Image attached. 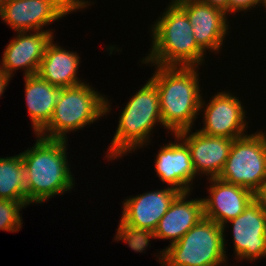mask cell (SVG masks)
<instances>
[{"label":"cell","instance_id":"13","mask_svg":"<svg viewBox=\"0 0 266 266\" xmlns=\"http://www.w3.org/2000/svg\"><path fill=\"white\" fill-rule=\"evenodd\" d=\"M53 33L54 30L16 32L4 49L0 69L11 78L18 69H23L24 76L37 74Z\"/></svg>","mask_w":266,"mask_h":266},{"label":"cell","instance_id":"4","mask_svg":"<svg viewBox=\"0 0 266 266\" xmlns=\"http://www.w3.org/2000/svg\"><path fill=\"white\" fill-rule=\"evenodd\" d=\"M120 113L118 126L107 148L106 157L109 161L120 160L129 152L148 146L155 125L159 123L163 126L156 85L148 79Z\"/></svg>","mask_w":266,"mask_h":266},{"label":"cell","instance_id":"24","mask_svg":"<svg viewBox=\"0 0 266 266\" xmlns=\"http://www.w3.org/2000/svg\"><path fill=\"white\" fill-rule=\"evenodd\" d=\"M255 198L260 202L262 208L266 212V182L261 189L255 194Z\"/></svg>","mask_w":266,"mask_h":266},{"label":"cell","instance_id":"5","mask_svg":"<svg viewBox=\"0 0 266 266\" xmlns=\"http://www.w3.org/2000/svg\"><path fill=\"white\" fill-rule=\"evenodd\" d=\"M110 107L108 98L85 81L61 88L51 120L38 135L68 141V133L82 130L100 117L107 116L112 109Z\"/></svg>","mask_w":266,"mask_h":266},{"label":"cell","instance_id":"29","mask_svg":"<svg viewBox=\"0 0 266 266\" xmlns=\"http://www.w3.org/2000/svg\"><path fill=\"white\" fill-rule=\"evenodd\" d=\"M170 1L173 3H176V2L181 1V0H170Z\"/></svg>","mask_w":266,"mask_h":266},{"label":"cell","instance_id":"2","mask_svg":"<svg viewBox=\"0 0 266 266\" xmlns=\"http://www.w3.org/2000/svg\"><path fill=\"white\" fill-rule=\"evenodd\" d=\"M35 136L34 146L20 154L27 172V201L41 204L73 190L76 180L67 160L68 141Z\"/></svg>","mask_w":266,"mask_h":266},{"label":"cell","instance_id":"12","mask_svg":"<svg viewBox=\"0 0 266 266\" xmlns=\"http://www.w3.org/2000/svg\"><path fill=\"white\" fill-rule=\"evenodd\" d=\"M176 4L187 15L197 45L205 53L209 50L218 54L229 35L228 14L201 0H181Z\"/></svg>","mask_w":266,"mask_h":266},{"label":"cell","instance_id":"18","mask_svg":"<svg viewBox=\"0 0 266 266\" xmlns=\"http://www.w3.org/2000/svg\"><path fill=\"white\" fill-rule=\"evenodd\" d=\"M77 52L61 47L54 40L48 44L38 70V75L54 86L66 88L83 83L77 76L80 67Z\"/></svg>","mask_w":266,"mask_h":266},{"label":"cell","instance_id":"23","mask_svg":"<svg viewBox=\"0 0 266 266\" xmlns=\"http://www.w3.org/2000/svg\"><path fill=\"white\" fill-rule=\"evenodd\" d=\"M201 1L229 14V0H201Z\"/></svg>","mask_w":266,"mask_h":266},{"label":"cell","instance_id":"27","mask_svg":"<svg viewBox=\"0 0 266 266\" xmlns=\"http://www.w3.org/2000/svg\"><path fill=\"white\" fill-rule=\"evenodd\" d=\"M157 261H159L160 262V264H161V266H166L159 258H158V260Z\"/></svg>","mask_w":266,"mask_h":266},{"label":"cell","instance_id":"25","mask_svg":"<svg viewBox=\"0 0 266 266\" xmlns=\"http://www.w3.org/2000/svg\"><path fill=\"white\" fill-rule=\"evenodd\" d=\"M10 80H11V77L6 75L0 69V98H1V95H3V93L5 92L6 87L8 86Z\"/></svg>","mask_w":266,"mask_h":266},{"label":"cell","instance_id":"3","mask_svg":"<svg viewBox=\"0 0 266 266\" xmlns=\"http://www.w3.org/2000/svg\"><path fill=\"white\" fill-rule=\"evenodd\" d=\"M161 15L151 26V48L141 64L182 67L205 64L207 53L195 42L193 27L185 12L176 3L168 2Z\"/></svg>","mask_w":266,"mask_h":266},{"label":"cell","instance_id":"10","mask_svg":"<svg viewBox=\"0 0 266 266\" xmlns=\"http://www.w3.org/2000/svg\"><path fill=\"white\" fill-rule=\"evenodd\" d=\"M238 98L229 91L221 90L211 97L208 104L202 98L200 113L204 110L203 127L198 130L207 136L230 139L248 135L246 110Z\"/></svg>","mask_w":266,"mask_h":266},{"label":"cell","instance_id":"14","mask_svg":"<svg viewBox=\"0 0 266 266\" xmlns=\"http://www.w3.org/2000/svg\"><path fill=\"white\" fill-rule=\"evenodd\" d=\"M190 194L191 192L180 193L174 199L158 222L154 233L135 252H145L146 248H149L147 246L150 245V239H167L171 241L169 245L178 242L204 217L202 197L189 199Z\"/></svg>","mask_w":266,"mask_h":266},{"label":"cell","instance_id":"1","mask_svg":"<svg viewBox=\"0 0 266 266\" xmlns=\"http://www.w3.org/2000/svg\"><path fill=\"white\" fill-rule=\"evenodd\" d=\"M152 66L155 71L149 79L158 89L163 127L172 135L192 129L200 115L203 94L200 67Z\"/></svg>","mask_w":266,"mask_h":266},{"label":"cell","instance_id":"28","mask_svg":"<svg viewBox=\"0 0 266 266\" xmlns=\"http://www.w3.org/2000/svg\"><path fill=\"white\" fill-rule=\"evenodd\" d=\"M7 1H10V0H0V5L4 2H7Z\"/></svg>","mask_w":266,"mask_h":266},{"label":"cell","instance_id":"15","mask_svg":"<svg viewBox=\"0 0 266 266\" xmlns=\"http://www.w3.org/2000/svg\"><path fill=\"white\" fill-rule=\"evenodd\" d=\"M174 142L160 147L155 160V171L159 179L181 193L192 192L197 178L187 144L173 134Z\"/></svg>","mask_w":266,"mask_h":266},{"label":"cell","instance_id":"6","mask_svg":"<svg viewBox=\"0 0 266 266\" xmlns=\"http://www.w3.org/2000/svg\"><path fill=\"white\" fill-rule=\"evenodd\" d=\"M226 255L222 226L203 217L178 242L156 256L166 266H226Z\"/></svg>","mask_w":266,"mask_h":266},{"label":"cell","instance_id":"26","mask_svg":"<svg viewBox=\"0 0 266 266\" xmlns=\"http://www.w3.org/2000/svg\"><path fill=\"white\" fill-rule=\"evenodd\" d=\"M261 4H262L261 7H265L264 9H266V0H262Z\"/></svg>","mask_w":266,"mask_h":266},{"label":"cell","instance_id":"7","mask_svg":"<svg viewBox=\"0 0 266 266\" xmlns=\"http://www.w3.org/2000/svg\"><path fill=\"white\" fill-rule=\"evenodd\" d=\"M180 193L166 187L124 199L114 240L124 241L135 252L154 233L158 222Z\"/></svg>","mask_w":266,"mask_h":266},{"label":"cell","instance_id":"9","mask_svg":"<svg viewBox=\"0 0 266 266\" xmlns=\"http://www.w3.org/2000/svg\"><path fill=\"white\" fill-rule=\"evenodd\" d=\"M89 5L90 0H10L0 5V18L15 32L52 31L43 28Z\"/></svg>","mask_w":266,"mask_h":266},{"label":"cell","instance_id":"20","mask_svg":"<svg viewBox=\"0 0 266 266\" xmlns=\"http://www.w3.org/2000/svg\"><path fill=\"white\" fill-rule=\"evenodd\" d=\"M27 172L21 154L0 158V199L21 201L31 205L26 197Z\"/></svg>","mask_w":266,"mask_h":266},{"label":"cell","instance_id":"22","mask_svg":"<svg viewBox=\"0 0 266 266\" xmlns=\"http://www.w3.org/2000/svg\"><path fill=\"white\" fill-rule=\"evenodd\" d=\"M262 0H229V16L233 13L253 10L256 6H261Z\"/></svg>","mask_w":266,"mask_h":266},{"label":"cell","instance_id":"21","mask_svg":"<svg viewBox=\"0 0 266 266\" xmlns=\"http://www.w3.org/2000/svg\"><path fill=\"white\" fill-rule=\"evenodd\" d=\"M26 205L21 201L0 199V230L19 232L23 226L21 210Z\"/></svg>","mask_w":266,"mask_h":266},{"label":"cell","instance_id":"8","mask_svg":"<svg viewBox=\"0 0 266 266\" xmlns=\"http://www.w3.org/2000/svg\"><path fill=\"white\" fill-rule=\"evenodd\" d=\"M219 179L256 194L266 182V133L262 130L234 139Z\"/></svg>","mask_w":266,"mask_h":266},{"label":"cell","instance_id":"19","mask_svg":"<svg viewBox=\"0 0 266 266\" xmlns=\"http://www.w3.org/2000/svg\"><path fill=\"white\" fill-rule=\"evenodd\" d=\"M25 101L35 135L50 122L61 87L54 86L38 74L24 76Z\"/></svg>","mask_w":266,"mask_h":266},{"label":"cell","instance_id":"11","mask_svg":"<svg viewBox=\"0 0 266 266\" xmlns=\"http://www.w3.org/2000/svg\"><path fill=\"white\" fill-rule=\"evenodd\" d=\"M227 224L233 230L234 259L256 262L266 257V212L256 198L236 218L224 223V246Z\"/></svg>","mask_w":266,"mask_h":266},{"label":"cell","instance_id":"16","mask_svg":"<svg viewBox=\"0 0 266 266\" xmlns=\"http://www.w3.org/2000/svg\"><path fill=\"white\" fill-rule=\"evenodd\" d=\"M177 135L190 150L196 175L217 178L227 161L234 139L207 136L191 129L178 132Z\"/></svg>","mask_w":266,"mask_h":266},{"label":"cell","instance_id":"17","mask_svg":"<svg viewBox=\"0 0 266 266\" xmlns=\"http://www.w3.org/2000/svg\"><path fill=\"white\" fill-rule=\"evenodd\" d=\"M208 195L203 200L204 217L223 226L236 218L255 199V194L244 187L209 178Z\"/></svg>","mask_w":266,"mask_h":266}]
</instances>
